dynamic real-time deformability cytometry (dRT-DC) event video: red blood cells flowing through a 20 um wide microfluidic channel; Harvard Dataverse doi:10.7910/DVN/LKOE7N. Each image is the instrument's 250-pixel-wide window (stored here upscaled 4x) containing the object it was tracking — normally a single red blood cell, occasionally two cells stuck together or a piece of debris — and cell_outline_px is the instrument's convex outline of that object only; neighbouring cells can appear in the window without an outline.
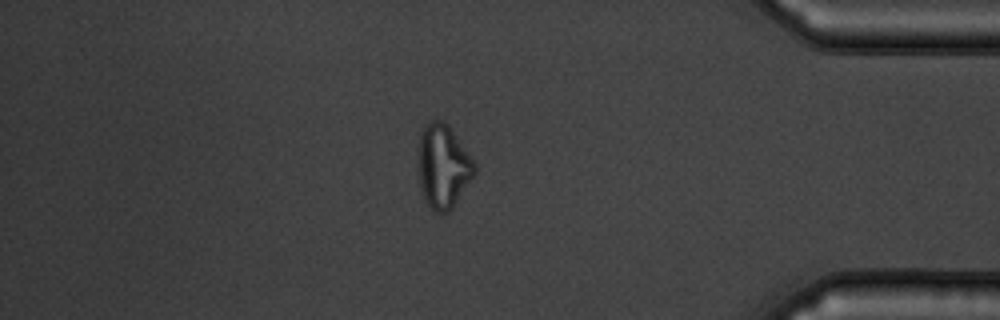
{"species": "common noctule bat (a hibernating species)", "species_latin": "Nyctalus noctula", "temperature_condition": "warm", "stored_images_in_passage": 53, "camera_frame_rate_fps": 3000, "um_per_image_px": 0.085, "animal": {"sex": "male", "body_mass_g": 19.5, "forearm_length_mm": 54.6}, "frame": {"image": 1, "passage_image": 46, "time_ms": 15.0, "image_size_px": [1000, 320], "cell_outline_px": [[476, 172], [452, 208], [448, 212], [436, 212], [424, 200], [420, 188], [416, 156], [416, 152], [420, 128], [428, 120], [440, 120], [448, 124], [476, 164]], "centroid_in_image_um": [37.6, 14.08], "position_along_channel_um": 397.6, "area_um2": 28.03}, "authors_computed_cell_mechanics": {"area_um2": 28.5532, "velocity_mm_per_s": 3.7709, "shape_relaxation_time_tau1_ms": null, "shape_relaxation_time_tau2_ms": 1.6342, "deformation_change_tau1": null, "deformation_change_tau2": 0.0838}}